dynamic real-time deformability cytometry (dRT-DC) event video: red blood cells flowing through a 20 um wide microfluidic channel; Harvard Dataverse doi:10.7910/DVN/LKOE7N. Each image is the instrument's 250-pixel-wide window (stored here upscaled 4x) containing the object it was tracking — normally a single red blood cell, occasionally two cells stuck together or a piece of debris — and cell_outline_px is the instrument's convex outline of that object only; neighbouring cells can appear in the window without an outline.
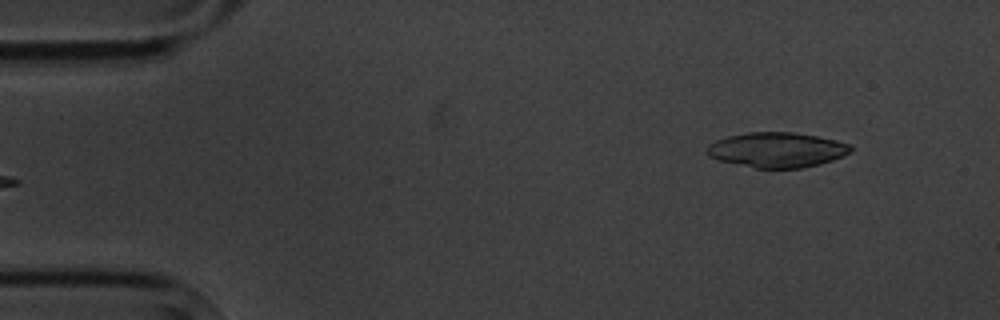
{"species": "common noctule bat (a hibernating species)", "species_latin": "Nyctalus noctula", "temperature_condition": "cold", "stored_images_in_passage": 6, "camera_frame_rate_fps": 3000, "um_per_image_px": 0.085, "animal": {"sex": "male", "body_mass_g": 20.1, "forearm_length_mm": 53.5}, "frame": {"image": 1, "passage_image": 6, "time_ms": 6.0, "image_size_px": [1000, 320], "cell_outline_px": [[852, 152], [844, 156], [820, 164], [800, 168], [756, 168], [736, 164], [720, 160], [708, 156], [708, 144], [716, 140], [728, 136], [748, 132], [792, 132], [816, 136], [836, 140], [852, 144]], "centroid_in_image_um": [66.08, 12.73], "position_along_channel_um": 18.9, "area_um2": 29.36}}